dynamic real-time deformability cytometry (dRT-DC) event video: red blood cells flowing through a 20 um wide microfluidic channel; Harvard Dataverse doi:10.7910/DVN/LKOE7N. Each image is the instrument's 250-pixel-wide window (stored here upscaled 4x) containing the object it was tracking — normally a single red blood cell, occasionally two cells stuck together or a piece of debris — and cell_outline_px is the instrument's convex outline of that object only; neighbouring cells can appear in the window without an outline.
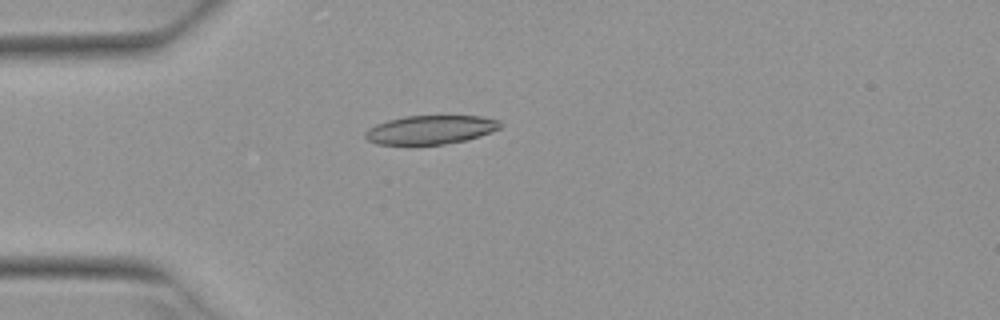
{"species": "Egyptian fruit bat (a non-hibernating species)", "species_latin": "Rousettus aegyptiacus", "temperature_condition": "warm", "stored_images_in_passage": 2, "camera_frame_rate_fps": 3000, "um_per_image_px": 0.085, "animal": {"sex": "female"}, "frame": {"image": 1, "passage_image": 1, "time_ms": 0.0, "image_size_px": [1000, 320], "cell_outline_px": [[504, 124], [500, 128], [492, 132], [480, 136], [464, 140], [444, 144], [376, 144], [368, 140], [364, 136], [364, 132], [368, 128], [376, 124], [388, 120], [404, 116], [484, 116], [500, 120]], "centroid_in_image_um": [36.62, 11.02], "position_along_channel_um": 48.4, "area_um2": 22.72}}